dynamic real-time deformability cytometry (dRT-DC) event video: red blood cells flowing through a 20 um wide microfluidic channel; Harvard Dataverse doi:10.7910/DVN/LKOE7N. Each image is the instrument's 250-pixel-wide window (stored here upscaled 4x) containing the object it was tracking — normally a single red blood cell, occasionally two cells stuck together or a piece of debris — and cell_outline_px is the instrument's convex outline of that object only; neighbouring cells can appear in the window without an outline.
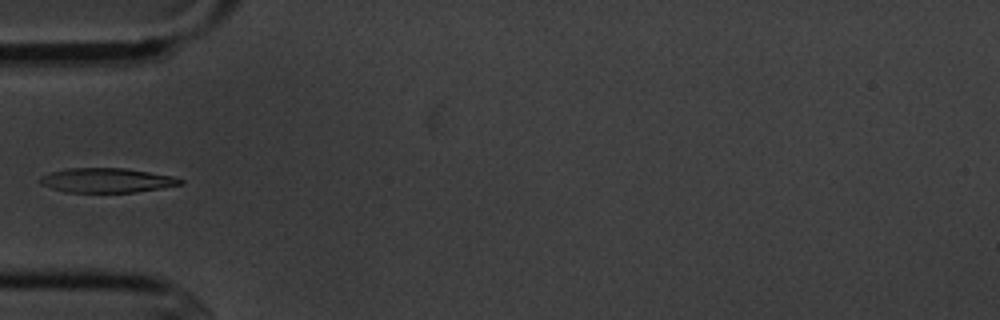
{"species": "common noctule bat (a hibernating species)", "species_latin": "Nyctalus noctula", "temperature_condition": "cold", "stored_images_in_passage": 5, "camera_frame_rate_fps": 3000, "um_per_image_px": 0.085, "animal": {"sex": "male", "body_mass_g": 20.1, "forearm_length_mm": 53.5}, "frame": {"image": 1, "passage_image": 5, "time_ms": 5.667, "image_size_px": [1000, 320], "cell_outline_px": [[184, 184], [136, 192], [64, 192], [40, 184], [40, 176], [52, 172], [68, 168], [124, 168], [172, 176], [184, 180]], "centroid_in_image_um": [9.07, 15.33], "position_along_channel_um": 75.9, "area_um2": 19.88}}